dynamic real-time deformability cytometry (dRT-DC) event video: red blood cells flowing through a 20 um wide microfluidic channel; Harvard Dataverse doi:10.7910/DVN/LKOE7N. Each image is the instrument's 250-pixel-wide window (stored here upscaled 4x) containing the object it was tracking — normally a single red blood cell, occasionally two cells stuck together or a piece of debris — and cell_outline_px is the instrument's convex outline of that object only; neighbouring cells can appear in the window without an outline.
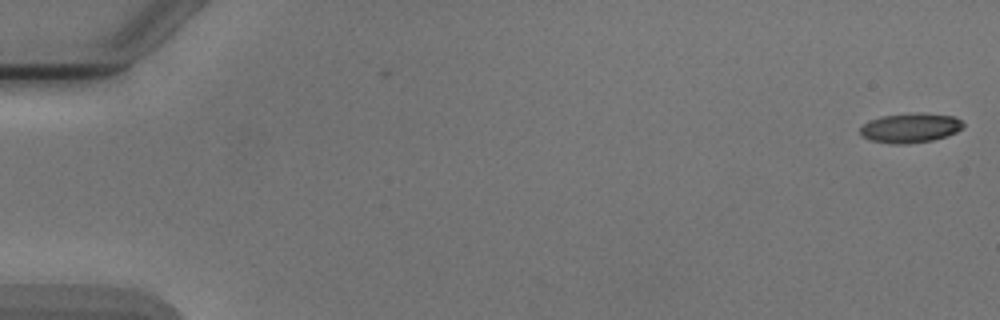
{"species": "Egyptian fruit bat (a non-hibernating species)", "species_latin": "Rousettus aegyptiacus", "temperature_condition": "cold", "stored_images_in_passage": 2, "camera_frame_rate_fps": 3000, "um_per_image_px": 0.085, "animal": {"sex": "male"}, "frame": {"image": 1, "passage_image": 1, "time_ms": 0.0, "image_size_px": [1000, 320], "cell_outline_px": [[964, 128], [948, 136], [932, 140], [908, 144], [888, 144], [872, 140], [860, 136], [860, 128], [864, 124], [872, 120], [884, 116], [952, 116], [960, 120], [964, 124]], "centroid_in_image_um": [77.36, 10.95], "position_along_channel_um": 7.6, "area_um2": 16.76}}